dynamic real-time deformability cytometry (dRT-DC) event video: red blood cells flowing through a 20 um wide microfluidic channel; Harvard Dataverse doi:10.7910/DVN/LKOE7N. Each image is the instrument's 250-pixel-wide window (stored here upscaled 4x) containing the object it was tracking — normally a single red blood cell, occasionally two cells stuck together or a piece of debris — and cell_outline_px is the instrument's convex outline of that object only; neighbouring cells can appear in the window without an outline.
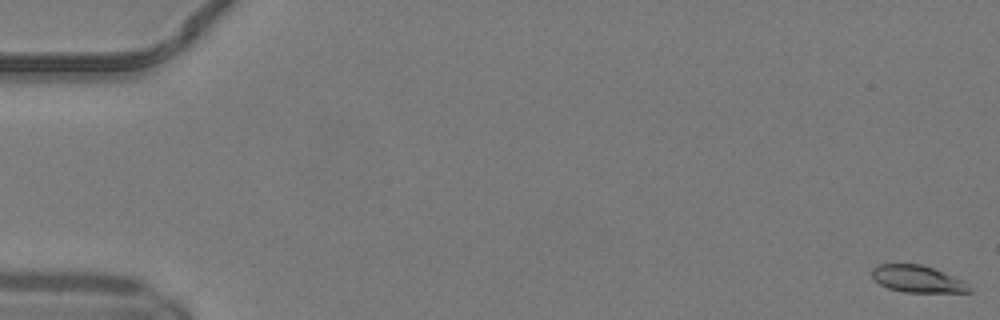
{"species": "common noctule bat (a hibernating species)", "species_latin": "Nyctalus noctula", "temperature_condition": "warm", "stored_images_in_passage": 51, "camera_frame_rate_fps": 3000, "um_per_image_px": 0.085, "animal": {"sex": "male", "body_mass_g": 19.2, "forearm_length_mm": 51.8}, "frame": {"image": 1, "passage_image": 1, "time_ms": 0.0, "image_size_px": [1000, 320], "cell_outline_px": [[972, 292], [904, 292], [888, 288], [880, 284], [872, 276], [872, 268], [876, 264], [920, 264], [932, 268], [964, 280], [972, 288]], "centroid_in_image_um": [78.0, 23.71], "position_along_channel_um": 7.0, "area_um2": 15.26}}
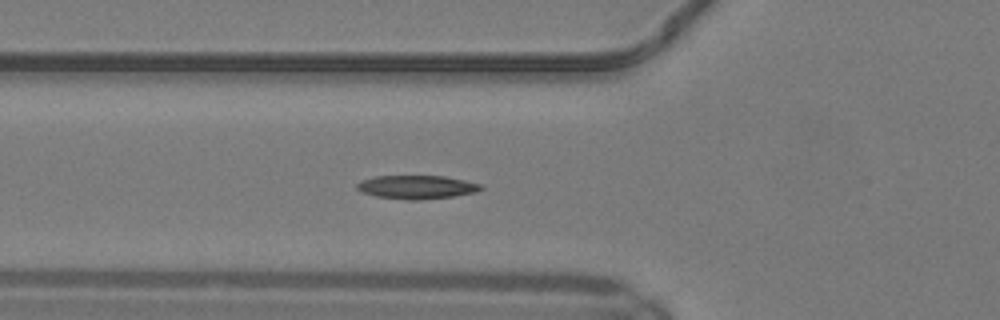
{"frame": {"image": 2, "passage_image": 19, "time_ms": 6.0, "image_size_px": [1000, 320], "cell_outline_px": [[484, 188], [476, 192], [452, 196], [416, 200], [412, 200], [376, 196], [360, 192], [356, 188], [356, 184], [360, 180], [376, 176], [444, 176], [464, 180], [480, 184]], "centroid_in_image_um": [35.38, 15.89], "position_along_channel_um": 90.4, "area_um2": 16.88}}
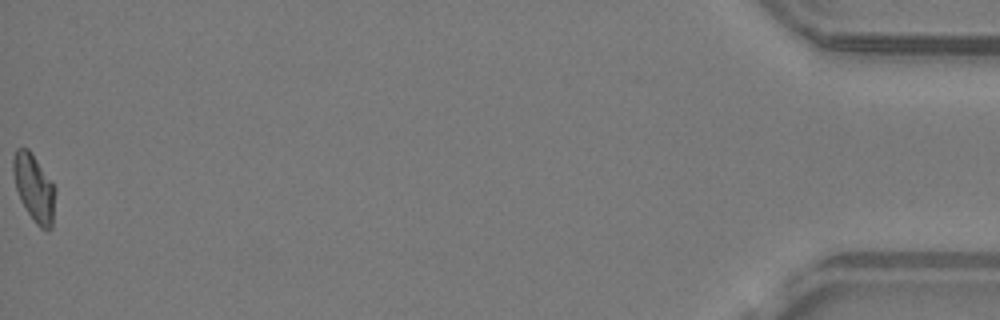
{"frame": {"image": 3, "passage_image": 51, "time_ms": 16.667, "image_size_px": [1000, 320], "cell_outline_px": [[56, 188], [52, 228], [48, 232], [40, 228], [36, 224], [20, 200], [16, 188], [12, 172], [12, 156], [16, 148], [28, 148]], "centroid_in_image_um": [2.89, 15.99], "position_along_channel_um": 432.3, "area_um2": 16.59}, "authors_computed_cell_mechanics": {"area_um2": 16.0684, "velocity_mm_per_s": 4.1438, "shape_relaxation_time_tau1_ms": null, "shape_relaxation_time_tau2_ms": 10.1723, "deformation_change_tau1": null, "deformation_change_tau2": 0.1431}}